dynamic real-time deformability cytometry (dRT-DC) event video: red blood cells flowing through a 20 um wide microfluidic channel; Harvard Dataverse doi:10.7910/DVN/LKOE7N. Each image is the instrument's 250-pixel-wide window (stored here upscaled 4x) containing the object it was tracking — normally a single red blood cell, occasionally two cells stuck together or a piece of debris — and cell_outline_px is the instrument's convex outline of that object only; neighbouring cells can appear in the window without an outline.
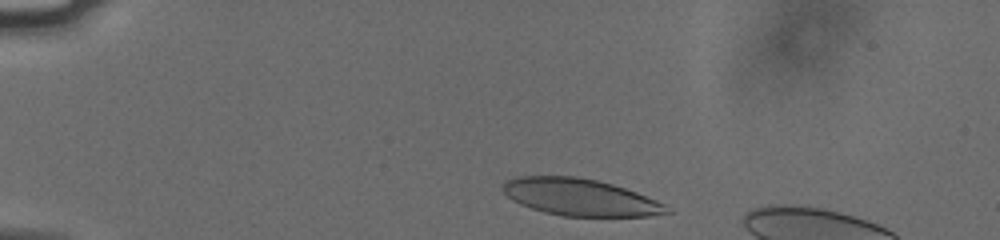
{"species": "human", "species_latin": "Homo sapiens", "temperature_condition": "cold", "stored_images_in_passage": 37, "camera_frame_rate_fps": 3000, "um_per_image_px": 0.085, "donor": {"sex": "male"}, "frame": {"image": 1, "passage_image": 2, "time_ms": 0.333, "image_size_px": [1000, 240], "cell_outline_px": [[672, 212], [648, 216], [564, 216], [544, 212], [520, 204], [512, 200], [500, 188], [504, 180], [516, 176], [576, 176], [596, 180], [612, 184], [636, 192], [656, 200], [664, 204]], "centroid_in_image_um": [49.25, 16.75], "position_along_channel_um": 35.7, "area_um2": 35.26}}
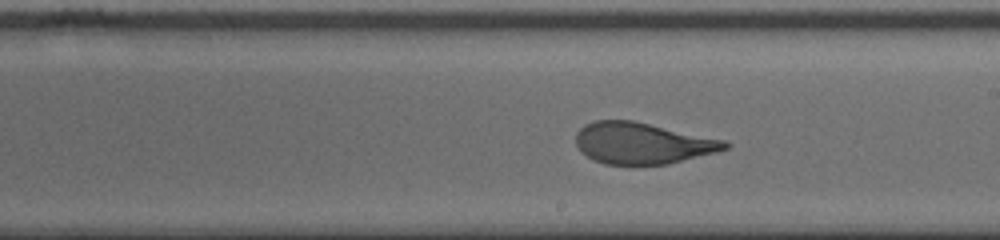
{"frame": {"image": 2, "passage_image": 23, "time_ms": 7.333, "image_size_px": [1000, 240], "cell_outline_px": [[732, 144], [728, 148], [716, 152], [668, 164], [604, 164], [592, 160], [580, 152], [576, 144], [576, 132], [584, 124], [596, 120], [632, 120], [724, 140]], "centroid_in_image_um": [54.56, 12.17], "position_along_channel_um": 234.4, "area_um2": 35.89}}
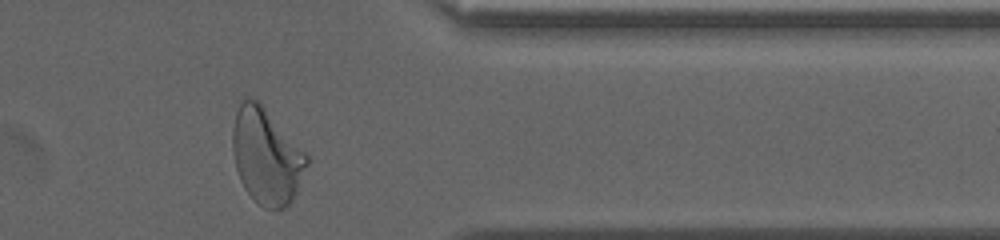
{"frame": {"image": 3, "passage_image": 36, "time_ms": 11.667, "image_size_px": [1000, 240], "cell_outline_px": [[308, 164], [296, 192], [292, 200], [284, 208], [264, 208], [244, 188], [240, 180], [236, 168], [232, 148], [232, 128], [236, 112], [240, 104], [248, 96], [256, 100], [260, 104], [308, 156]], "centroid_in_image_um": [22.62, 13.3], "position_along_channel_um": 388.8, "area_um2": 40.4}, "authors_computed_cell_mechanics": {"area_um2": 37.1076, "velocity_mm_per_s": 3.7773, "shape_relaxation_time_tau1_ms": 4.9504, "shape_relaxation_time_tau2_ms": 0.8608, "deformation_change_tau1": 0.2028, "deformation_change_tau2": 0.0873}}